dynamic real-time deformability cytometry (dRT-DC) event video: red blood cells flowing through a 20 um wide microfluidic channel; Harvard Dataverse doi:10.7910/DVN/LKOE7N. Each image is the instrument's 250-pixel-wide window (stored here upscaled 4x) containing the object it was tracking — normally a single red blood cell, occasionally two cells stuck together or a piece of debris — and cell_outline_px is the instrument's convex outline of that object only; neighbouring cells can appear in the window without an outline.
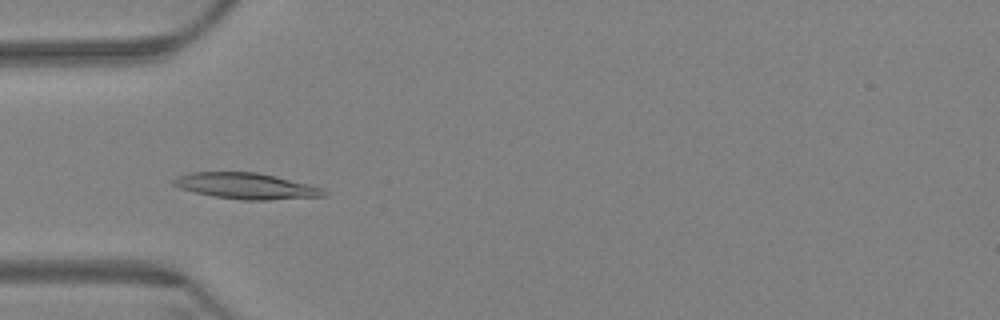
{"species": "Egyptian fruit bat (a non-hibernating species)", "species_latin": "Rousettus aegyptiacus", "temperature_condition": "warm", "stored_images_in_passage": 62, "camera_frame_rate_fps": 3000, "um_per_image_px": 0.085, "animal": {"sex": "female"}, "frame": {"image": 1, "passage_image": 20, "time_ms": 6.333, "image_size_px": [1000, 320], "cell_outline_px": [[328, 196], [268, 200], [240, 200], [216, 196], [196, 192], [180, 188], [172, 184], [172, 180], [176, 176], [192, 172], [256, 172], [320, 188], [328, 192]], "centroid_in_image_um": [20.88, 15.81], "position_along_channel_um": 64.1, "area_um2": 22.37}}
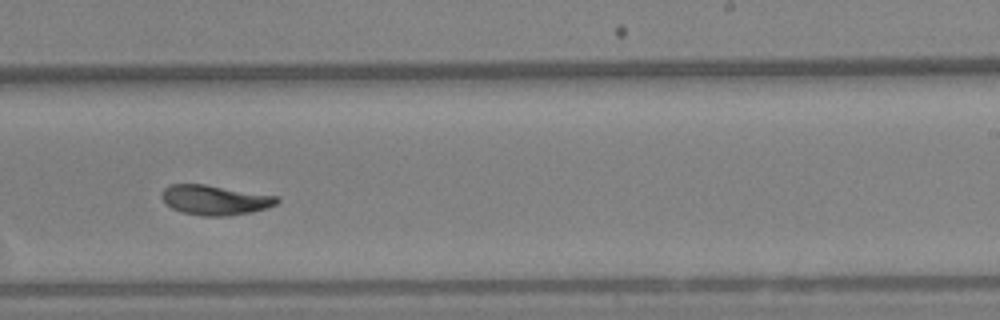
{"frame": {"image": 2, "passage_image": 39, "time_ms": 12.667, "image_size_px": [1000, 320], "cell_outline_px": [[280, 200], [276, 204], [252, 212], [224, 216], [204, 216], [184, 212], [172, 208], [164, 204], [160, 196], [160, 192], [168, 184], [204, 184], [280, 196]], "centroid_in_image_um": [18.24, 16.98], "position_along_channel_um": 270.8, "area_um2": 20.17}}
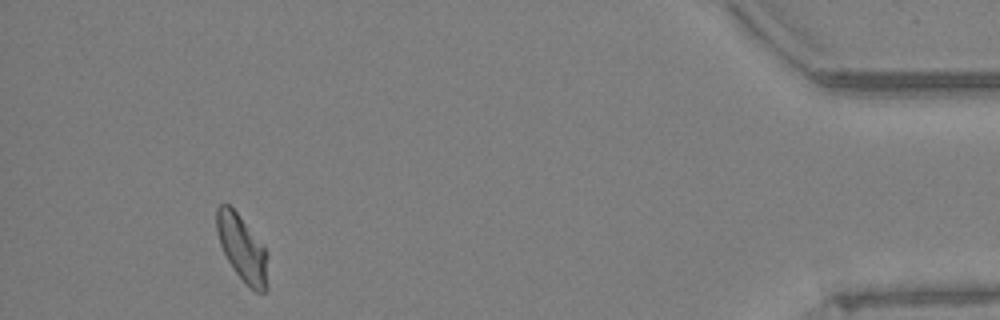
{"frame": {"image": 3, "passage_image": 58, "time_ms": 19.0, "image_size_px": [1000, 320], "cell_outline_px": [[268, 288], [264, 292], [256, 292], [248, 288], [236, 272], [228, 260], [220, 244], [216, 232], [216, 208], [220, 204], [228, 204], [236, 212], [264, 248], [268, 256]], "centroid_in_image_um": [20.59, 21.16], "position_along_channel_um": 414.6, "area_um2": 19.54}, "authors_computed_cell_mechanics": {"area_um2": 20.23, "velocity_mm_per_s": 3.2941, "shape_relaxation_time_tau1_ms": 5.8873, "shape_relaxation_time_tau2_ms": 3.571, "deformation_change_tau1": 0.1719, "deformation_change_tau2": 0.0827}}